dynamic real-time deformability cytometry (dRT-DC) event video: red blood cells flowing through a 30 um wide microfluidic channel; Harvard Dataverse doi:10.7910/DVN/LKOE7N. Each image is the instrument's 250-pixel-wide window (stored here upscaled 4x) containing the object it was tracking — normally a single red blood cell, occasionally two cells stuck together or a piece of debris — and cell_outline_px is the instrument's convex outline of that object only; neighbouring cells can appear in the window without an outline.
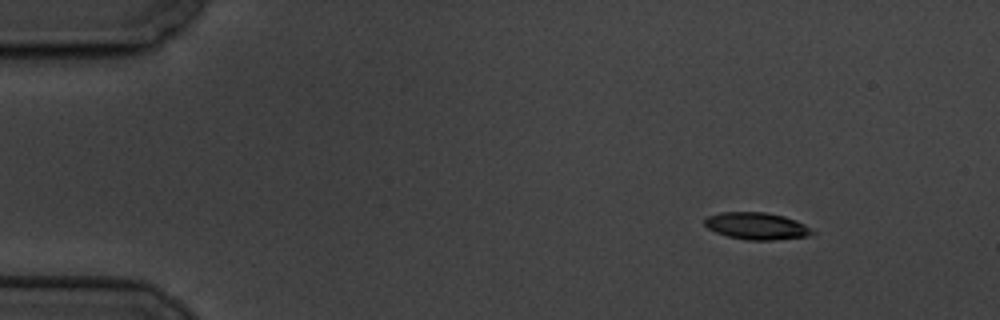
{"species": "common noctule bat (a hibernating species)", "species_latin": "Nyctalus noctula", "temperature_condition": "cold", "stored_images_in_passage": 4, "camera_frame_rate_fps": 3000, "um_per_image_px": 0.085, "animal": {"sex": "male", "body_mass_g": 19.5, "forearm_length_mm": 54.6}, "frame": {"image": 1, "passage_image": 1, "time_ms": 0.0, "image_size_px": [1000, 320], "cell_outline_px": [[816, 232], [808, 236], [772, 240], [748, 240], [728, 236], [716, 232], [708, 228], [704, 224], [704, 220], [708, 216], [720, 212], [764, 212], [784, 216], [796, 220], [804, 224]], "centroid_in_image_um": [64.32, 19.2], "position_along_channel_um": 20.7, "area_um2": 16.88}}
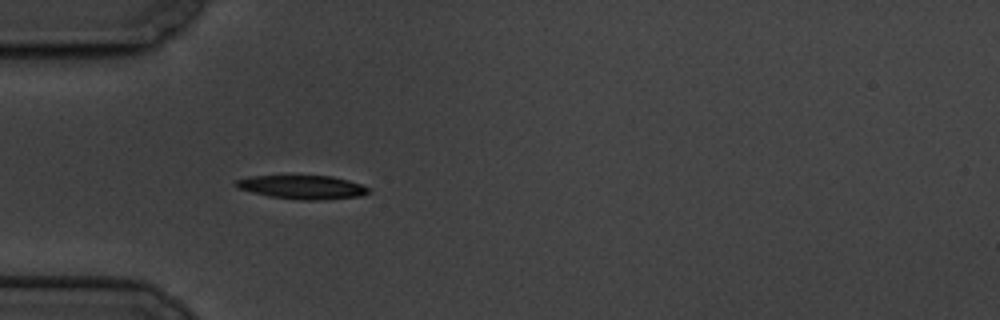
{"frame": {"image": 2, "passage_image": 4, "time_ms": 3.667, "image_size_px": [1000, 320], "cell_outline_px": [[372, 192], [360, 196], [320, 200], [300, 200], [268, 196], [236, 188], [232, 184], [236, 180], [248, 176], [332, 176], [348, 180], [372, 188]], "centroid_in_image_um": [25.7, 15.91], "position_along_channel_um": 59.3, "area_um2": 18.5}}